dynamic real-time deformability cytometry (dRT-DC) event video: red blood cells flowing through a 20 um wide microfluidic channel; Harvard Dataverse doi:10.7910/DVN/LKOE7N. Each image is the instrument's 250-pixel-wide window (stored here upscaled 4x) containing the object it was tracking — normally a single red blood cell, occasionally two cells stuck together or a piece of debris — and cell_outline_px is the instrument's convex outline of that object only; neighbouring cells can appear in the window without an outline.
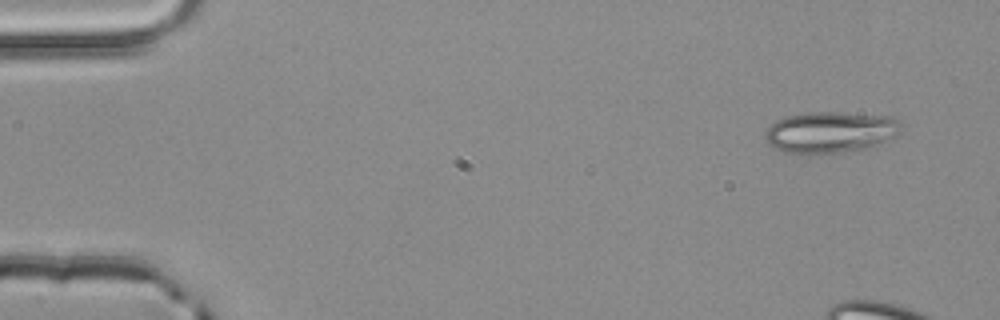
{"species": "common noctule bat (a hibernating species)", "species_latin": "Nyctalus noctula", "temperature_condition": "room temperature", "stored_images_in_passage": 4, "camera_frame_rate_fps": 3000, "um_per_image_px": 0.085, "animal": {"sex": "male", "body_mass_g": 20.4}, "frame": {"image": 1, "passage_image": 1, "time_ms": 0.0, "image_size_px": [1000, 320], "cell_outline_px": [[900, 132], [868, 148], [844, 152], [784, 152], [772, 148], [764, 140], [764, 132], [776, 120], [784, 116], [804, 112], [840, 112], [892, 116], [900, 120]], "centroid_in_image_um": [70.53, 11.2], "position_along_channel_um": 14.5, "area_um2": 32.6}}